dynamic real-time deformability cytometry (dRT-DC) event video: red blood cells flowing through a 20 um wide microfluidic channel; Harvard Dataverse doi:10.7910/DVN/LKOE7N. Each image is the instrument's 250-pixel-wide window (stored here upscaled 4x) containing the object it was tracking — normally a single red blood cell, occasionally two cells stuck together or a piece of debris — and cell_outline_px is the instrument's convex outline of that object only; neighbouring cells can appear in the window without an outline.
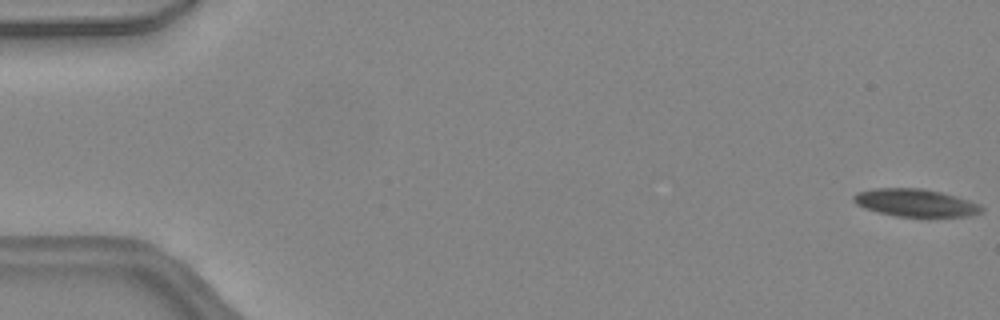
{"species": "common noctule bat (a hibernating species)", "species_latin": "Nyctalus noctula", "temperature_condition": "warm", "stored_images_in_passage": 4, "camera_frame_rate_fps": 3000, "um_per_image_px": 0.085, "animal": {"sex": "female", "body_mass_g": 24.6, "forearm_length_mm": 56.2}, "frame": {"image": 1, "passage_image": 1, "time_ms": 0.0, "image_size_px": [1000, 320], "cell_outline_px": [[984, 212], [972, 216], [896, 216], [864, 208], [856, 204], [852, 200], [852, 196], [856, 192], [876, 188], [924, 188], [956, 196], [980, 204], [984, 208]], "centroid_in_image_um": [77.83, 17.23], "position_along_channel_um": 7.2, "area_um2": 20.63}}